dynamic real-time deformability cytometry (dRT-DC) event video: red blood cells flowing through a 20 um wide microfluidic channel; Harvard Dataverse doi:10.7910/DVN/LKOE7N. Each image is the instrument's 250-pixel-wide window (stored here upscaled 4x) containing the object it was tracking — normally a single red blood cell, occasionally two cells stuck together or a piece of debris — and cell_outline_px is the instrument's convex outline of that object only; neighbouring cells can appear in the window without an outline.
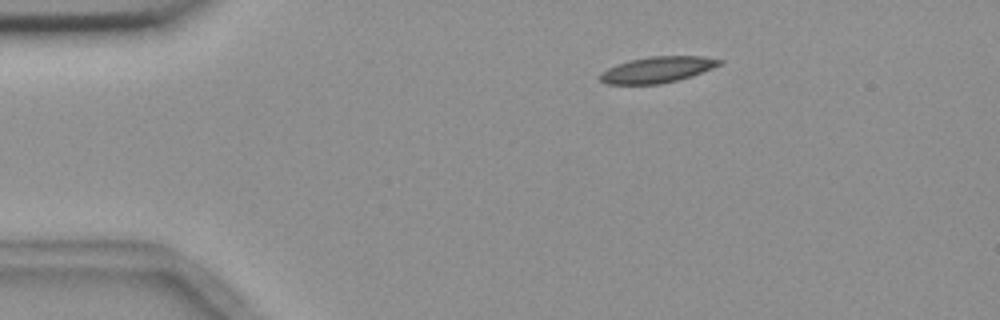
{"species": "common noctule bat (a hibernating species)", "species_latin": "Nyctalus noctula", "temperature_condition": "room temperature", "stored_images_in_passage": 5, "camera_frame_rate_fps": 3000, "um_per_image_px": 0.085, "animal": {"sex": "female", "body_mass_g": 18.4}, "frame": {"image": 1, "passage_image": 2, "time_ms": 1.333, "image_size_px": [1000, 320], "cell_outline_px": [[724, 60], [720, 64], [712, 68], [692, 76], [660, 84], [608, 84], [600, 80], [600, 72], [616, 64], [628, 60], [648, 56], [704, 56]], "centroid_in_image_um": [55.86, 5.91], "position_along_channel_um": 29.1, "area_um2": 18.15}}
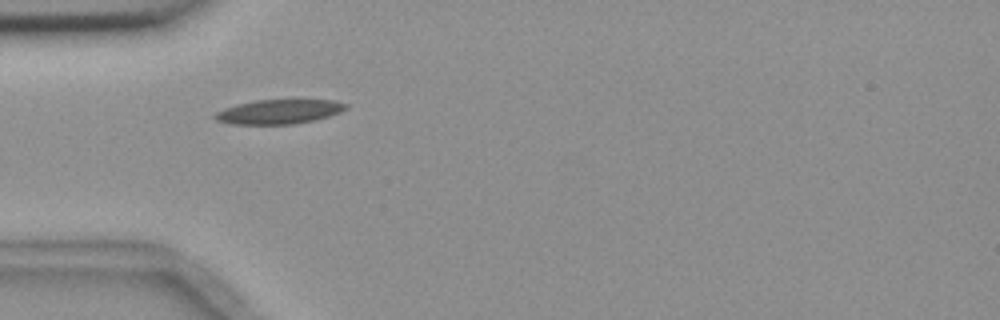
{"frame": {"image": 2, "passage_image": 4, "time_ms": 3.667, "image_size_px": [1000, 320], "cell_outline_px": [[348, 108], [340, 112], [316, 120], [292, 124], [232, 124], [216, 120], [212, 116], [216, 112], [224, 108], [236, 104], [256, 100], [332, 100], [348, 104]], "centroid_in_image_um": [23.7, 9.49], "position_along_channel_um": 61.3, "area_um2": 18.61}}